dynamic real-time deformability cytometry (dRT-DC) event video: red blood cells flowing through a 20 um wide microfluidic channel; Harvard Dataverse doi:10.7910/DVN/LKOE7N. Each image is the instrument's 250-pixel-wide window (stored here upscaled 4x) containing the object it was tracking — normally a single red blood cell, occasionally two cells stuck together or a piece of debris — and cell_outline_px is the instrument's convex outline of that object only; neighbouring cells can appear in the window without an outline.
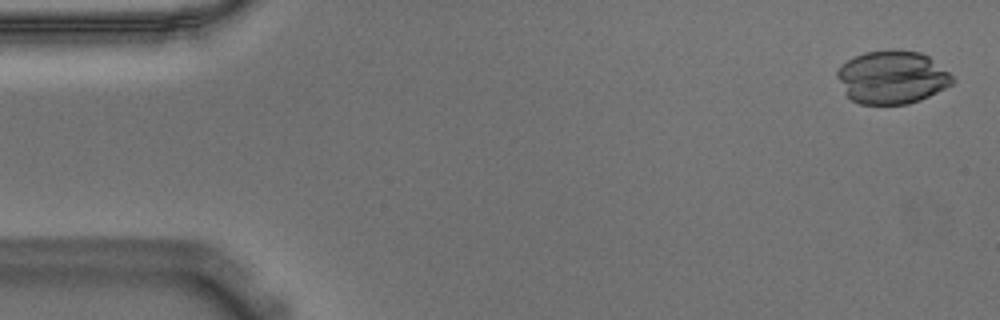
{"species": "Egyptian fruit bat (a non-hibernating species)", "species_latin": "Rousettus aegyptiacus", "temperature_condition": "warm", "stored_images_in_passage": 55, "camera_frame_rate_fps": 3000, "um_per_image_px": 0.085, "animal": {"sex": "male"}, "frame": {"image": 1, "passage_image": 2, "time_ms": 0.333, "image_size_px": [1000, 320], "cell_outline_px": [[956, 80], [952, 84], [920, 100], [908, 104], [860, 104], [852, 100], [844, 92], [836, 76], [836, 72], [840, 64], [864, 52], [888, 48], [896, 48], [920, 52], [928, 56], [948, 72]], "centroid_in_image_um": [75.8, 6.54], "position_along_channel_um": 9.2, "area_um2": 35.95}}
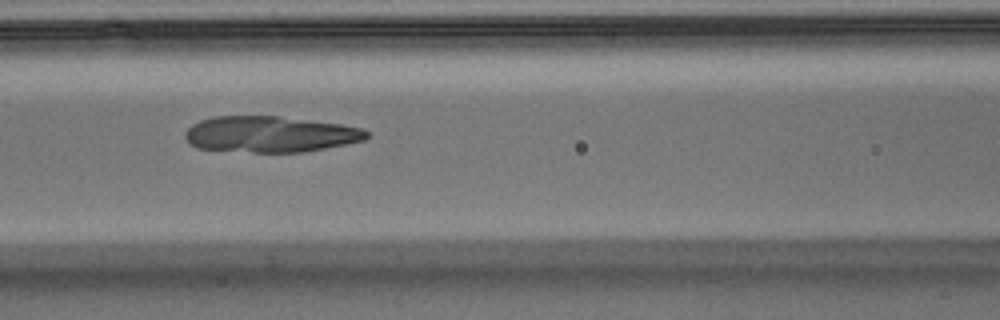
{"frame": {"image": 2, "passage_image": 23, "time_ms": 7.333, "image_size_px": [1000, 320], "cell_outline_px": [[368, 136], [364, 140], [304, 152], [252, 152], [196, 148], [184, 136], [184, 132], [192, 124], [200, 120], [212, 116], [280, 116], [340, 124], [364, 128], [368, 132]], "centroid_in_image_um": [22.94, 11.4], "position_along_channel_um": 143.7, "area_um2": 38.09}}
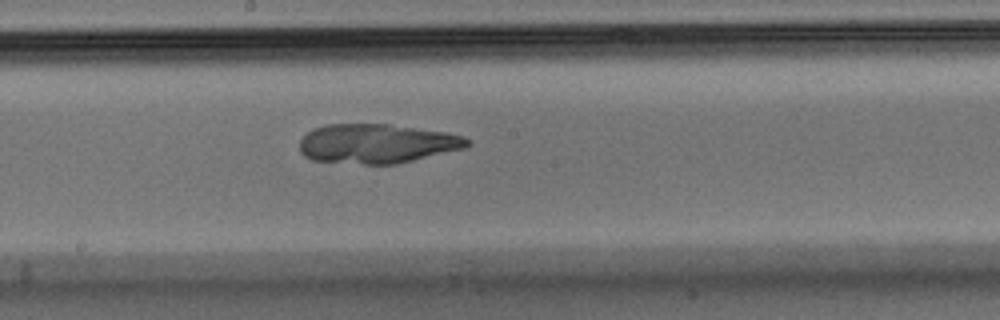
{"frame": {"image": 3, "passage_image": 29, "time_ms": 9.333, "image_size_px": [1000, 320], "cell_outline_px": [[472, 140], [464, 148], [396, 164], [364, 164], [312, 160], [304, 156], [300, 152], [300, 140], [312, 128], [328, 124], [388, 124], [444, 132], [464, 136]], "centroid_in_image_um": [32.01, 12.2], "position_along_channel_um": 216.2, "area_um2": 38.26}}